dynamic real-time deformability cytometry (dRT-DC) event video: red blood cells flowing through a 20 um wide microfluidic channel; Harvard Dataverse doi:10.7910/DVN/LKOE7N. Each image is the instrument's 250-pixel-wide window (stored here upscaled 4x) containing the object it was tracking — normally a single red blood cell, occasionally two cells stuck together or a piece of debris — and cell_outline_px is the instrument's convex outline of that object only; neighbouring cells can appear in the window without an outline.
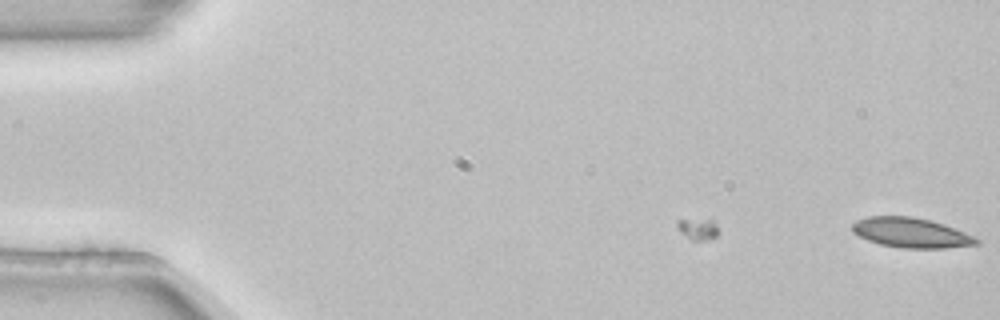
{"species": "common noctule bat (a hibernating species)", "species_latin": "Nyctalus noctula", "temperature_condition": "room temperature", "stored_images_in_passage": 2, "camera_frame_rate_fps": 3000, "um_per_image_px": 0.085, "animal": {"sex": "female", "body_mass_g": 22.7, "forearm_length_mm": 54.2}, "frame": {"image": 1, "passage_image": 2, "time_ms": 0.333, "image_size_px": [1000, 320], "cell_outline_px": [[980, 244], [944, 248], [900, 248], [880, 244], [868, 240], [852, 232], [852, 224], [856, 220], [868, 216], [912, 216], [944, 224], [964, 232], [980, 240]], "centroid_in_image_um": [77.42, 19.78], "position_along_channel_um": 7.6, "area_um2": 21.56}}